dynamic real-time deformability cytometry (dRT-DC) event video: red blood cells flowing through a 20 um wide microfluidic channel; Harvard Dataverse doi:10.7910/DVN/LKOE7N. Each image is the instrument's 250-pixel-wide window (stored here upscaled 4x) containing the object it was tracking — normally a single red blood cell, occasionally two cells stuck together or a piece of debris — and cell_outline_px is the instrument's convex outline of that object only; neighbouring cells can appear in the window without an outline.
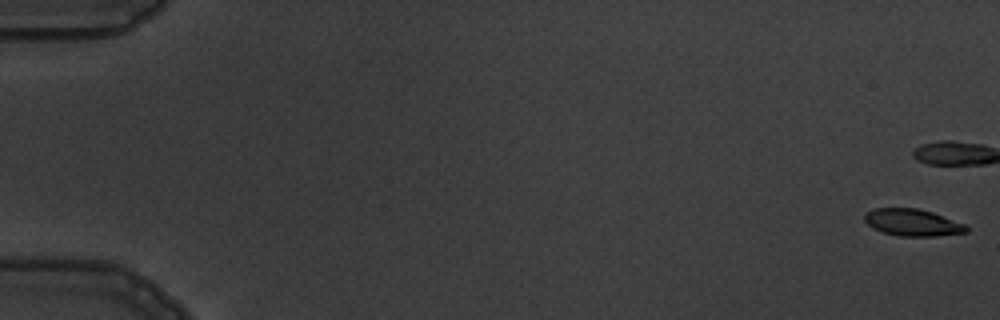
{"species": "common noctule bat (a hibernating species)", "species_latin": "Nyctalus noctula", "temperature_condition": "warm", "stored_images_in_passage": 9, "camera_frame_rate_fps": 3000, "um_per_image_px": 0.085, "animal": {"sex": "male", "body_mass_g": 19.5, "forearm_length_mm": 54.6}, "frame": {"image": 1, "passage_image": 1, "time_ms": 0.0, "image_size_px": [1000, 320], "cell_outline_px": [[968, 232], [936, 236], [900, 236], [884, 232], [872, 228], [864, 220], [864, 216], [872, 208], [916, 208], [932, 212], [964, 224], [968, 228]], "centroid_in_image_um": [77.55, 18.91], "position_along_channel_um": 7.4, "area_um2": 15.84}}
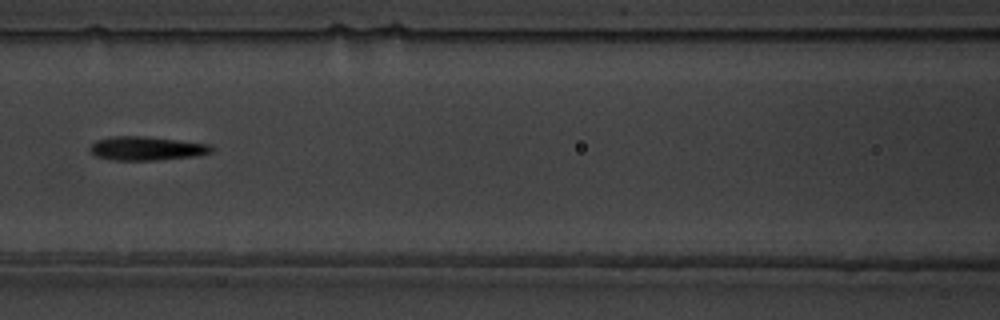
{"frame": {"image": 2, "passage_image": 8, "time_ms": 9.0, "image_size_px": [1000, 320], "cell_outline_px": [[216, 148], [212, 152], [196, 156], [156, 160], [112, 160], [96, 156], [88, 148], [96, 140], [112, 136], [148, 136], [212, 144]], "centroid_in_image_um": [12.51, 12.6], "position_along_channel_um": 154.1, "area_um2": 17.11}}
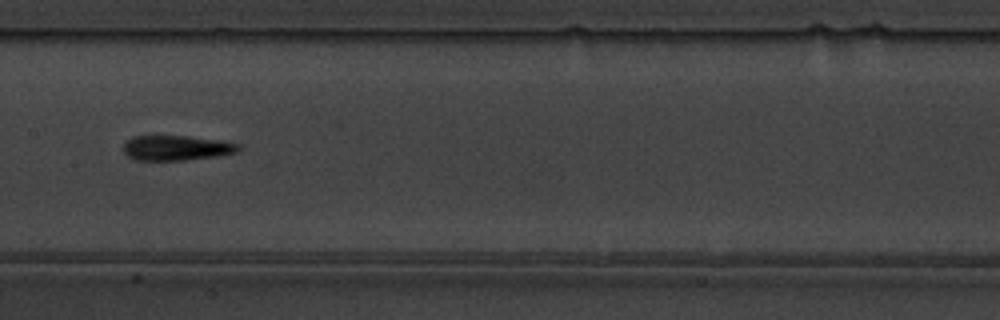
{"frame": {"image": 3, "passage_image": 9, "time_ms": 10.0, "image_size_px": [1000, 320], "cell_outline_px": [[240, 152], [216, 156], [184, 160], [136, 160], [128, 156], [124, 152], [124, 144], [132, 136], [156, 132], [224, 140], [240, 144]], "centroid_in_image_um": [14.99, 12.51], "position_along_channel_um": 192.4, "area_um2": 17.74}}